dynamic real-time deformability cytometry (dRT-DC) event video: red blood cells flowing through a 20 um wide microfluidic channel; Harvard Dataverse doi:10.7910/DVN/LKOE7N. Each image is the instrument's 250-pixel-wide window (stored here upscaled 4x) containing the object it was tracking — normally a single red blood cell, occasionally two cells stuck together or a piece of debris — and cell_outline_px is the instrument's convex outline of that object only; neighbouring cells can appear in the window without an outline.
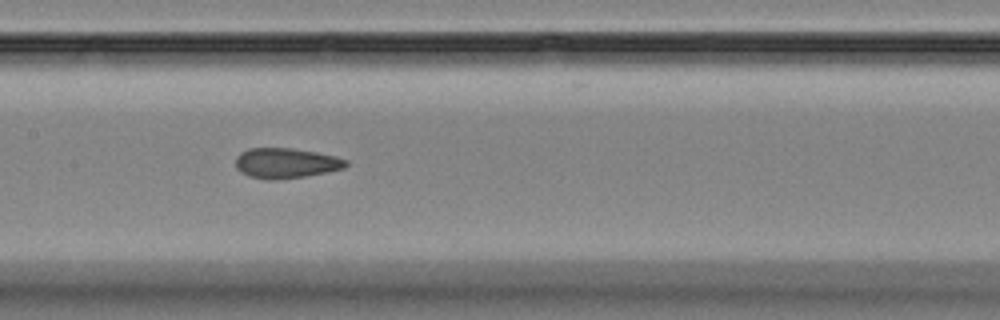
{"species": "Egyptian fruit bat (a non-hibernating species)", "species_latin": "Rousettus aegyptiacus", "temperature_condition": "room temperature", "stored_images_in_passage": 9, "camera_frame_rate_fps": 3000, "um_per_image_px": 0.085, "animal": {"sex": "female"}, "frame": {"image": 1, "passage_image": 8, "time_ms": 9.0, "image_size_px": [1000, 320], "cell_outline_px": [[348, 164], [344, 168], [328, 172], [304, 176], [276, 180], [268, 180], [248, 176], [236, 168], [236, 156], [240, 152], [248, 148], [292, 148], [316, 152], [336, 156], [348, 160]], "centroid_in_image_um": [24.3, 13.86], "position_along_channel_um": 183.1, "area_um2": 19.54}}
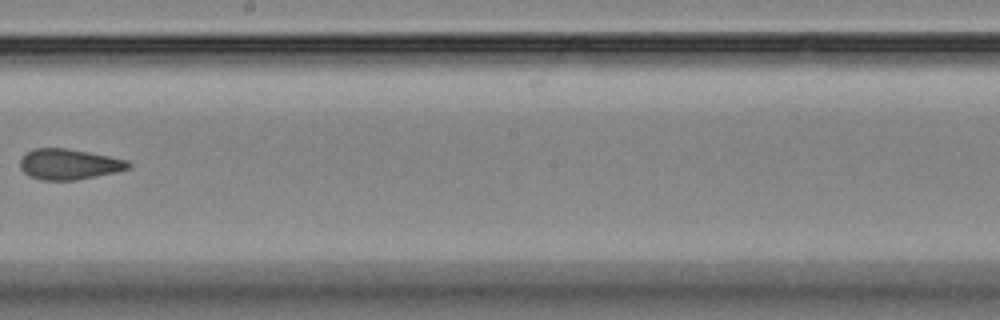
{"frame": {"image": 2, "passage_image": 9, "time_ms": 10.667, "image_size_px": [1000, 320], "cell_outline_px": [[132, 164], [128, 168], [116, 172], [76, 180], [40, 180], [24, 172], [20, 168], [20, 160], [32, 148], [64, 148], [88, 152], [128, 160]], "centroid_in_image_um": [5.87, 13.96], "position_along_channel_um": 242.3, "area_um2": 19.13}}